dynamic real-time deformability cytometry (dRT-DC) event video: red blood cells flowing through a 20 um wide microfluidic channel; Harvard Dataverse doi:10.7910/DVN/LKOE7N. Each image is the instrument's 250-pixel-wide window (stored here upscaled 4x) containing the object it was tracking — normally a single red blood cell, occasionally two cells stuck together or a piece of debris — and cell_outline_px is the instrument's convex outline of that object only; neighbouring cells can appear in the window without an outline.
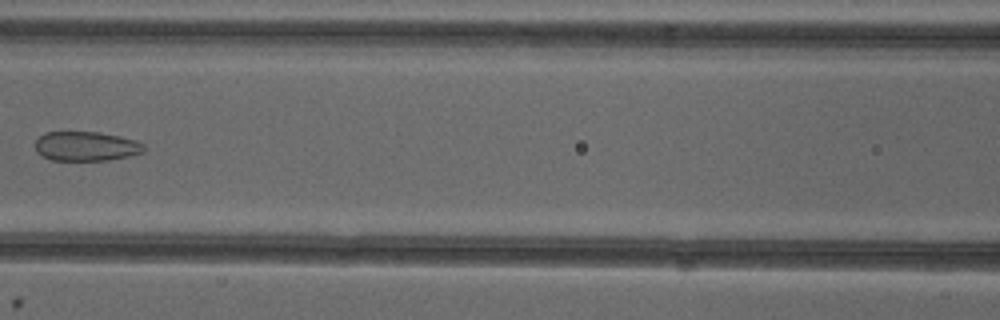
{"species": "common noctule bat (a hibernating species)", "species_latin": "Nyctalus noctula", "temperature_condition": "cold", "stored_images_in_passage": 6, "camera_frame_rate_fps": 3000, "um_per_image_px": 0.085, "animal": {"sex": "female"}, "frame": {"image": 1, "passage_image": 6, "time_ms": 6.667, "image_size_px": [1000, 320], "cell_outline_px": [[144, 148], [140, 152], [132, 156], [108, 160], [52, 160], [40, 156], [36, 152], [36, 140], [44, 132], [100, 132], [120, 136], [136, 140], [144, 144]], "centroid_in_image_um": [7.3, 12.43], "position_along_channel_um": 159.3, "area_um2": 18.73}}